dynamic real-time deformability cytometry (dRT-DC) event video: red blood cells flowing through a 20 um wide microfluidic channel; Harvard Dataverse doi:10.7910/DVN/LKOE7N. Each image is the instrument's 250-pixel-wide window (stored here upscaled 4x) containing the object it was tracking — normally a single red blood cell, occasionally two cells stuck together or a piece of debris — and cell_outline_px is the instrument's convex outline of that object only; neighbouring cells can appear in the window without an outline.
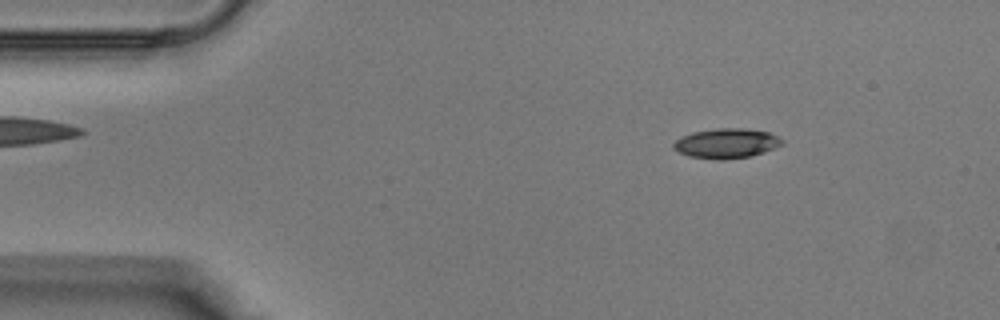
{"species": "Egyptian fruit bat (a non-hibernating species)", "species_latin": "Rousettus aegyptiacus", "temperature_condition": "warm", "stored_images_in_passage": 37, "camera_frame_rate_fps": 3000, "um_per_image_px": 0.085, "animal": {"sex": "male"}, "frame": {"image": 1, "passage_image": 3, "time_ms": 0.667, "image_size_px": [1000, 320], "cell_outline_px": [[784, 144], [764, 152], [748, 156], [724, 160], [716, 160], [688, 156], [672, 148], [672, 144], [676, 140], [692, 132], [716, 128], [744, 128], [768, 132], [784, 140]], "centroid_in_image_um": [61.74, 12.18], "position_along_channel_um": 23.3, "area_um2": 18.84}}
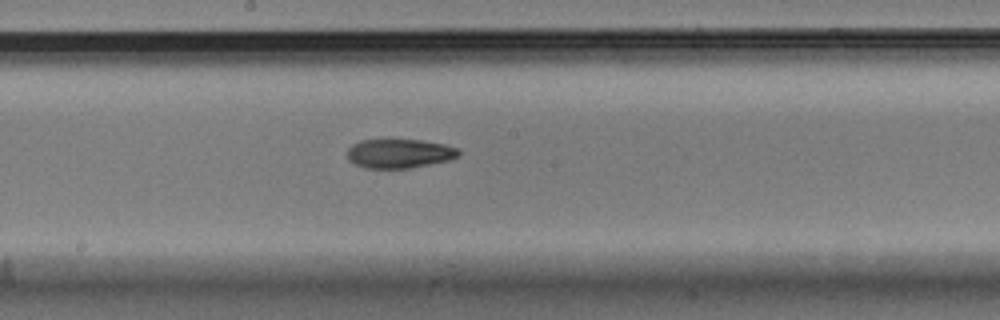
{"frame": {"image": 2, "passage_image": 18, "time_ms": 5.667, "image_size_px": [1000, 320], "cell_outline_px": [[460, 156], [448, 160], [412, 168], [364, 168], [348, 160], [348, 148], [352, 144], [360, 140], [420, 140], [444, 144], [456, 148], [460, 152]], "centroid_in_image_um": [33.94, 13.05], "position_along_channel_um": 214.3, "area_um2": 18.84}}
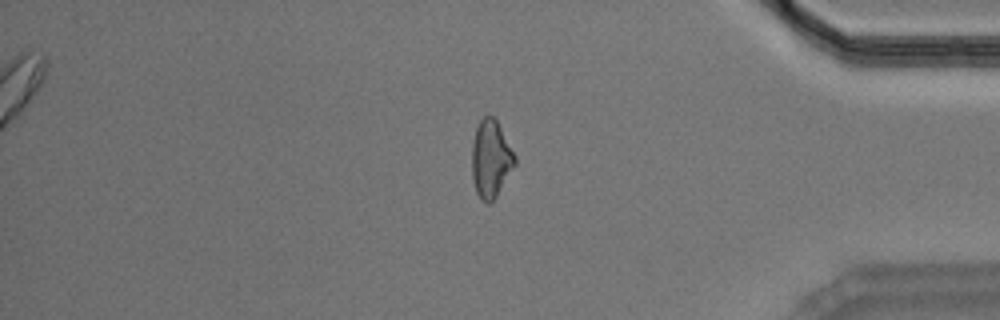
{"frame": {"image": 3, "passage_image": 30, "time_ms": 9.667, "image_size_px": [1000, 320], "cell_outline_px": [[516, 164], [496, 196], [488, 204], [480, 200], [476, 192], [472, 180], [472, 144], [476, 128], [480, 120], [488, 112], [496, 120], [516, 156]], "centroid_in_image_um": [41.71, 13.51], "position_along_channel_um": 393.5, "area_um2": 19.42}}